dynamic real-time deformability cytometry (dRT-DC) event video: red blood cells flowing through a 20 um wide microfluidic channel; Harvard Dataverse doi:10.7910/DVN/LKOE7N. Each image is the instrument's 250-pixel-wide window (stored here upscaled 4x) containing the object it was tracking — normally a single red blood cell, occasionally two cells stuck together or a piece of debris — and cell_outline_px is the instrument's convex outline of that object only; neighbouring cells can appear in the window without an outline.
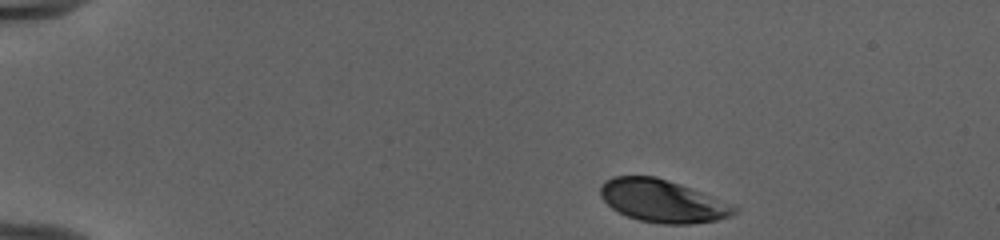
{"species": "human", "species_latin": "Homo sapiens", "temperature_condition": "cold", "stored_images_in_passage": 44, "camera_frame_rate_fps": 3000, "um_per_image_px": 0.085, "donor": {"sex": "female"}, "frame": {"image": 1, "passage_image": 1, "time_ms": 0.0, "image_size_px": [1000, 240], "cell_outline_px": [[740, 208], [732, 216], [716, 220], [692, 224], [664, 224], [640, 220], [628, 216], [612, 208], [600, 196], [600, 188], [604, 180], [612, 176], [656, 176], [700, 192]], "centroid_in_image_um": [56.29, 17.08], "position_along_channel_um": 28.7, "area_um2": 32.83}}
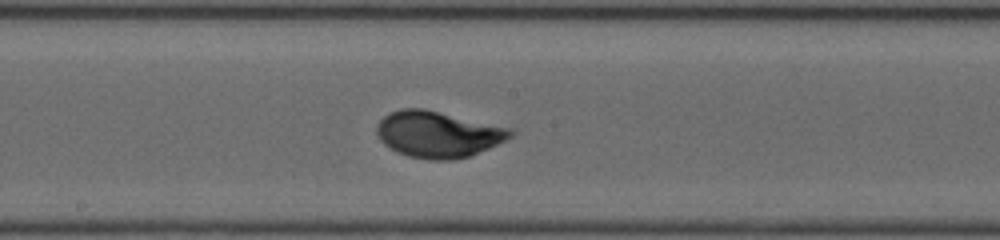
{"frame": {"image": 2, "passage_image": 22, "time_ms": 7.0, "image_size_px": [1000, 240], "cell_outline_px": [[512, 136], [488, 148], [468, 156], [452, 160], [428, 160], [408, 156], [396, 152], [384, 144], [380, 140], [376, 132], [376, 124], [388, 112], [400, 108], [424, 108], [512, 128]], "centroid_in_image_um": [37.17, 11.4], "position_along_channel_um": 211.0, "area_um2": 36.13}}
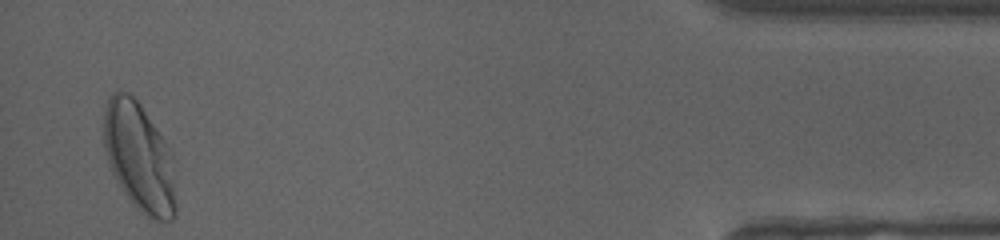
{"frame": {"image": 3, "passage_image": 43, "time_ms": 14.0, "image_size_px": [1000, 240], "cell_outline_px": [[176, 216], [172, 220], [156, 220], [140, 212], [132, 204], [124, 192], [112, 172], [104, 148], [104, 116], [108, 96], [112, 92], [128, 92], [140, 104], [172, 152], [176, 208]], "centroid_in_image_um": [11.84, 13.38], "position_along_channel_um": 423.4, "area_um2": 45.49}, "authors_computed_cell_mechanics": {"area_um2": 34.8534, "velocity_mm_per_s": 3.9674, "shape_relaxation_time_tau1_ms": 2.13, "shape_relaxation_time_tau2_ms": null, "deformation_change_tau1": 0.1303, "deformation_change_tau2": null}}